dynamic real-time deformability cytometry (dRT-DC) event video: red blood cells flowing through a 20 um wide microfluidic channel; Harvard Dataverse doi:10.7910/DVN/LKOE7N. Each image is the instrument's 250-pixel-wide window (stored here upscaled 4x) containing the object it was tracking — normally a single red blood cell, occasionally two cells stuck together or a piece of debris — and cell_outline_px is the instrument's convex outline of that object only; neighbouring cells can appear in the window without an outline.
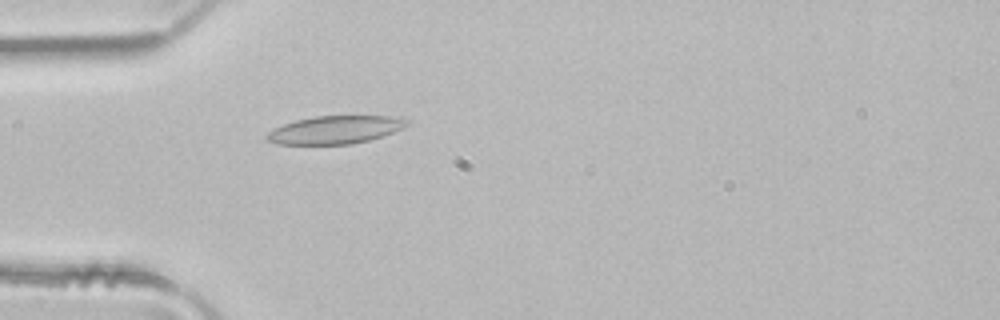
{"species": "common noctule bat (a hibernating species)", "species_latin": "Nyctalus noctula", "temperature_condition": "room temperature", "stored_images_in_passage": 4, "camera_frame_rate_fps": 3000, "um_per_image_px": 0.085, "animal": {"sex": "male", "body_mass_g": 21.5, "forearm_length_mm": 52.0}, "frame": {"image": 1, "passage_image": 4, "time_ms": 1.0, "image_size_px": [1000, 320], "cell_outline_px": [[408, 124], [392, 132], [368, 140], [352, 144], [276, 144], [264, 140], [264, 136], [268, 132], [284, 124], [296, 120], [316, 116], [400, 116], [408, 120]], "centroid_in_image_um": [28.44, 11.03], "position_along_channel_um": 56.6, "area_um2": 22.66}}